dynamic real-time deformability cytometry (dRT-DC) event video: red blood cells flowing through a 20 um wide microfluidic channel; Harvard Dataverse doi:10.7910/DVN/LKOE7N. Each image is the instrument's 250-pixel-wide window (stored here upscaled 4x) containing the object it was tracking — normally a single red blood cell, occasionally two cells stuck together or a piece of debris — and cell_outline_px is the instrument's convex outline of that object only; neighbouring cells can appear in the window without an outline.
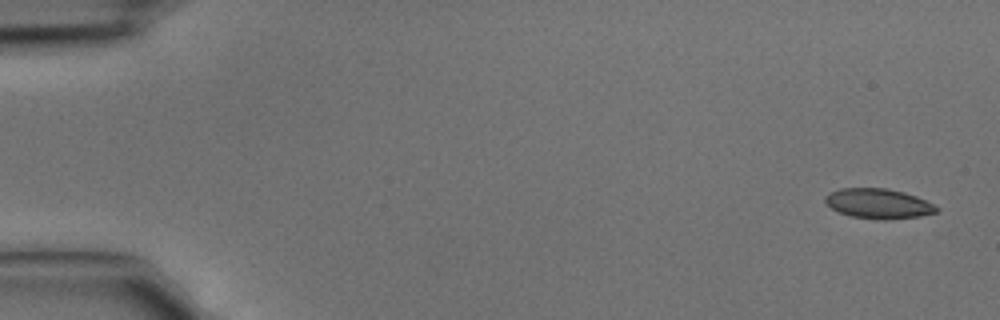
{"species": "common noctule bat (a hibernating species)", "species_latin": "Nyctalus noctula", "temperature_condition": "cold", "stored_images_in_passage": 5, "camera_frame_rate_fps": 3000, "um_per_image_px": 0.085, "animal": {"sex": "male", "body_mass_g": 15.6}, "frame": {"image": 1, "passage_image": 1, "time_ms": 0.0, "image_size_px": [1000, 320], "cell_outline_px": [[940, 208], [936, 212], [920, 216], [888, 220], [876, 220], [852, 216], [840, 212], [832, 208], [824, 200], [824, 196], [828, 192], [840, 188], [888, 188], [904, 192], [916, 196]], "centroid_in_image_um": [74.65, 17.3], "position_along_channel_um": 10.4, "area_um2": 19.48}}
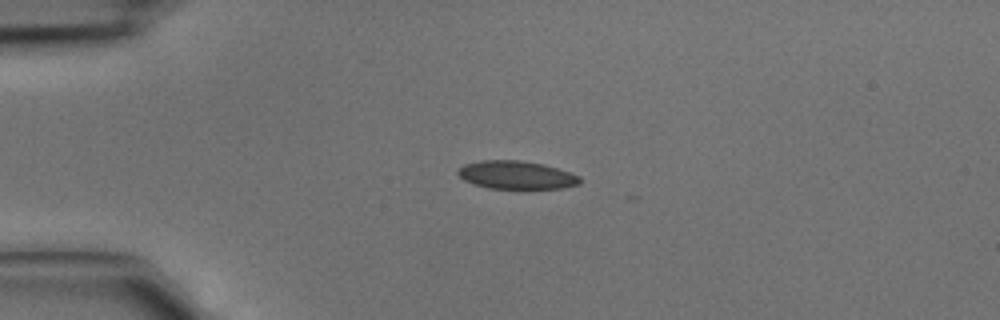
{"frame": {"image": 2, "passage_image": 3, "time_ms": 0.667, "image_size_px": [1000, 320], "cell_outline_px": [[580, 184], [564, 188], [488, 188], [464, 180], [456, 172], [464, 164], [480, 160], [520, 160], [540, 164], [556, 168], [580, 176]], "centroid_in_image_um": [43.88, 14.87], "position_along_channel_um": 41.1, "area_um2": 19.71}}
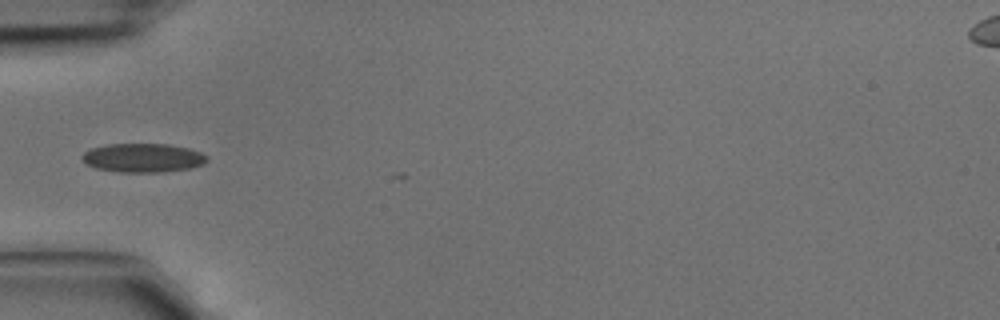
{"frame": {"image": 3, "passage_image": 4, "time_ms": 1.0, "image_size_px": [1000, 320], "cell_outline_px": [[208, 160], [204, 164], [188, 168], [160, 172], [120, 172], [96, 168], [84, 164], [80, 156], [84, 152], [92, 148], [108, 144], [168, 144], [188, 148], [200, 152], [208, 156]], "centroid_in_image_um": [12.13, 13.41], "position_along_channel_um": 72.9, "area_um2": 21.04}}